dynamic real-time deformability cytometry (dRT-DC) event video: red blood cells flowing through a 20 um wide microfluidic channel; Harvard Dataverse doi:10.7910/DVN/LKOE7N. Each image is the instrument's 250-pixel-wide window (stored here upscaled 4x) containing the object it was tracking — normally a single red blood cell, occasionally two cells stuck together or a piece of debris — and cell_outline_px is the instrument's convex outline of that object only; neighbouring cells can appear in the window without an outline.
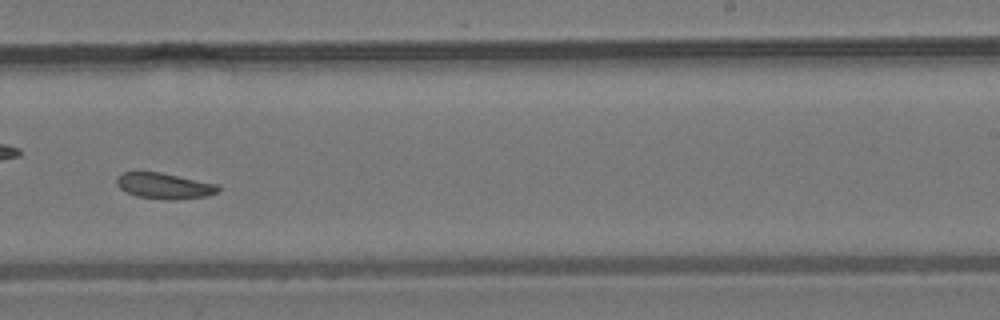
{"species": "common noctule bat (a hibernating species)", "species_latin": "Nyctalus noctula", "temperature_condition": "room temperature", "stored_images_in_passage": 49, "camera_frame_rate_fps": 3000, "um_per_image_px": 0.085, "animal": {"sex": "male", "body_mass_g": 19.2, "forearm_length_mm": 51.8}, "frame": {"image": 1, "passage_image": 32, "time_ms": 10.333, "image_size_px": [1000, 320], "cell_outline_px": [[220, 192], [208, 196], [176, 200], [172, 200], [136, 196], [124, 192], [116, 184], [116, 176], [124, 172], [160, 172], [220, 184]], "centroid_in_image_um": [14.0, 15.8], "position_along_channel_um": 275.0, "area_um2": 15.61}}